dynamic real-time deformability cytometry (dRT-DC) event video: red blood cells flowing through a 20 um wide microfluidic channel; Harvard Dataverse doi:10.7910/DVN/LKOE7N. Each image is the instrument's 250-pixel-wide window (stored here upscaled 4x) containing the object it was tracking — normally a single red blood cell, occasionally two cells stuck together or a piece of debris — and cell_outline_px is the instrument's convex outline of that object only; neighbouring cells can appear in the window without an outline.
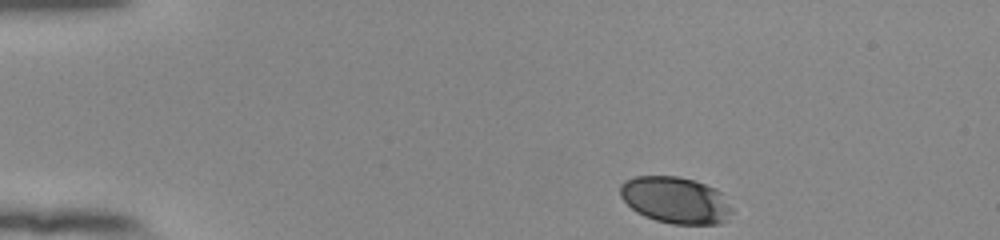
{"species": "human", "species_latin": "Homo sapiens", "temperature_condition": "room temperature", "stored_images_in_passage": 46, "camera_frame_rate_fps": 3000, "um_per_image_px": 0.085, "donor": {"sex": "female"}, "frame": {"image": 1, "passage_image": 1, "time_ms": 0.0, "image_size_px": [1000, 240], "cell_outline_px": [[732, 212], [720, 224], [672, 224], [656, 220], [644, 216], [636, 212], [620, 196], [620, 184], [624, 180], [636, 176], [676, 176], [696, 180], [716, 188], [720, 192], [732, 208]], "centroid_in_image_um": [57.4, 17.0], "position_along_channel_um": 27.6, "area_um2": 30.4}}
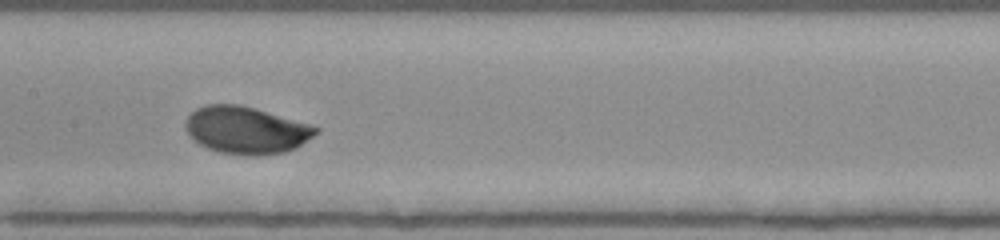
{"frame": {"image": 2, "passage_image": 20, "time_ms": 6.333, "image_size_px": [1000, 240], "cell_outline_px": [[320, 128], [312, 136], [296, 148], [284, 152], [256, 156], [244, 156], [220, 152], [208, 148], [200, 144], [188, 132], [184, 124], [188, 116], [196, 108], [204, 104], [240, 104], [308, 124]], "centroid_in_image_um": [20.89, 11.06], "position_along_channel_um": 186.5, "area_um2": 35.49}}
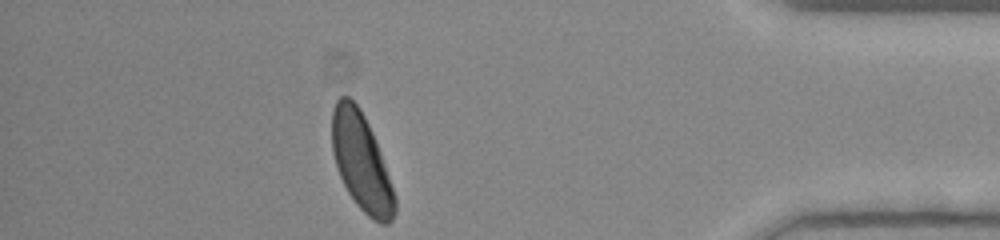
{"frame": {"image": 3, "passage_image": 40, "time_ms": 13.0, "image_size_px": [1000, 240], "cell_outline_px": [[396, 212], [392, 220], [388, 224], [380, 224], [368, 216], [356, 204], [348, 192], [340, 176], [332, 152], [332, 108], [336, 100], [340, 96], [348, 96], [360, 108], [372, 132], [380, 152], [396, 200]], "centroid_in_image_um": [30.7, 13.77], "position_along_channel_um": 404.5, "area_um2": 35.26}, "authors_computed_cell_mechanics": {"area_um2": 34.8534, "velocity_mm_per_s": 3.848, "shape_relaxation_time_tau1_ms": 2.8146, "shape_relaxation_time_tau2_ms": null, "deformation_change_tau1": 0.1276, "deformation_change_tau2": null}}